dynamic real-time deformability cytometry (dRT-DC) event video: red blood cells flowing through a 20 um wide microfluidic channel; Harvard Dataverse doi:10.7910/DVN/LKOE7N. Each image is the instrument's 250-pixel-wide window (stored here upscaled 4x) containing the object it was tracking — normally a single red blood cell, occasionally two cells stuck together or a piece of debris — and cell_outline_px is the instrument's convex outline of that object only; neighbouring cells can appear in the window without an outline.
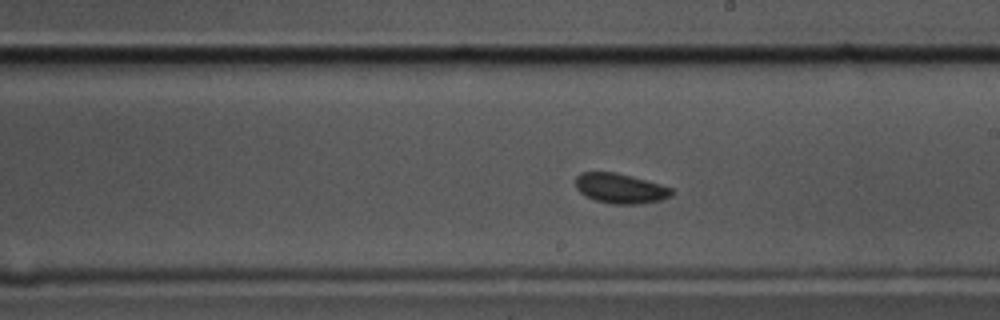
{"species": "common noctule bat (a hibernating species)", "species_latin": "Nyctalus noctula", "temperature_condition": "cold", "stored_images_in_passage": 42, "camera_frame_rate_fps": 3000, "um_per_image_px": 0.085, "animal": {"sex": "male", "body_mass_g": 17.5, "forearm_length_mm": 52.3}, "frame": {"image": 1, "passage_image": 17, "time_ms": 5.333, "image_size_px": [1000, 320], "cell_outline_px": [[672, 196], [660, 200], [636, 204], [612, 204], [596, 200], [584, 196], [576, 188], [576, 176], [580, 172], [616, 172], [632, 176], [660, 184], [672, 188]], "centroid_in_image_um": [52.7, 16.01], "position_along_channel_um": 236.3, "area_um2": 16.76}}
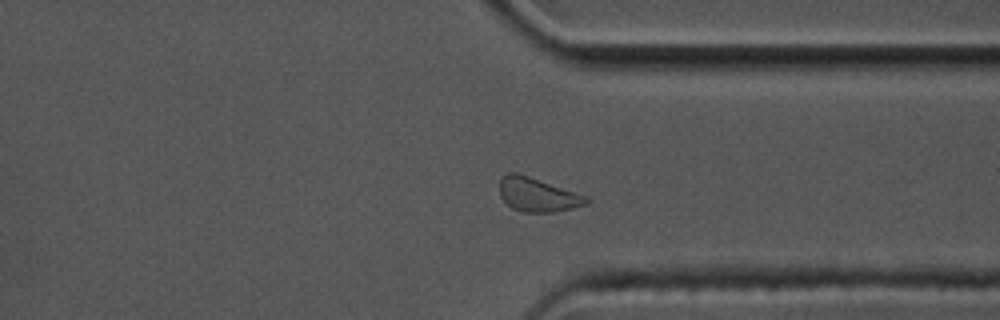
{"frame": {"image": 2, "passage_image": 28, "time_ms": 9.0, "image_size_px": [1000, 320], "cell_outline_px": [[592, 200], [588, 204], [572, 208], [552, 212], [524, 212], [512, 208], [500, 196], [500, 180], [508, 172], [516, 172], [588, 196]], "centroid_in_image_um": [45.73, 16.55], "position_along_channel_um": 365.7, "area_um2": 17.05}}
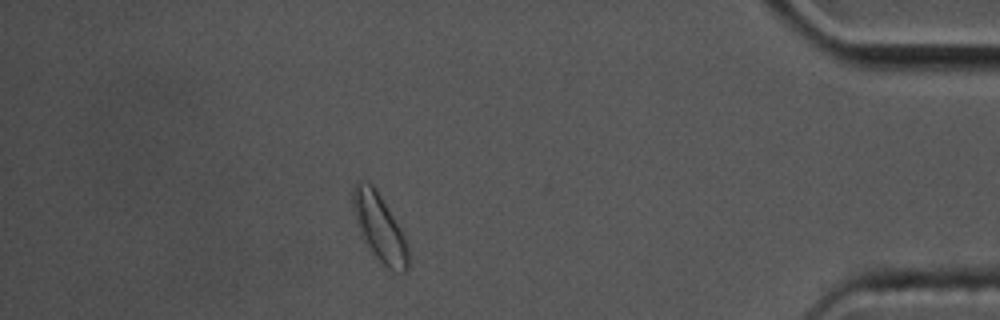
{"frame": {"image": 3, "passage_image": 35, "time_ms": 11.333, "image_size_px": [1000, 320], "cell_outline_px": [[408, 268], [404, 272], [392, 272], [372, 252], [360, 236], [352, 208], [352, 192], [356, 180], [364, 180], [372, 184], [376, 188], [400, 228], [408, 244]], "centroid_in_image_um": [32.23, 19.31], "position_along_channel_um": 403.0, "area_um2": 21.85}, "authors_computed_cell_mechanics": {"area_um2": 16.9354, "velocity_mm_per_s": 3.5243, "shape_relaxation_time_tau1_ms": null, "shape_relaxation_time_tau2_ms": 1.711, "deformation_change_tau1": null, "deformation_change_tau2": 0.0588}}